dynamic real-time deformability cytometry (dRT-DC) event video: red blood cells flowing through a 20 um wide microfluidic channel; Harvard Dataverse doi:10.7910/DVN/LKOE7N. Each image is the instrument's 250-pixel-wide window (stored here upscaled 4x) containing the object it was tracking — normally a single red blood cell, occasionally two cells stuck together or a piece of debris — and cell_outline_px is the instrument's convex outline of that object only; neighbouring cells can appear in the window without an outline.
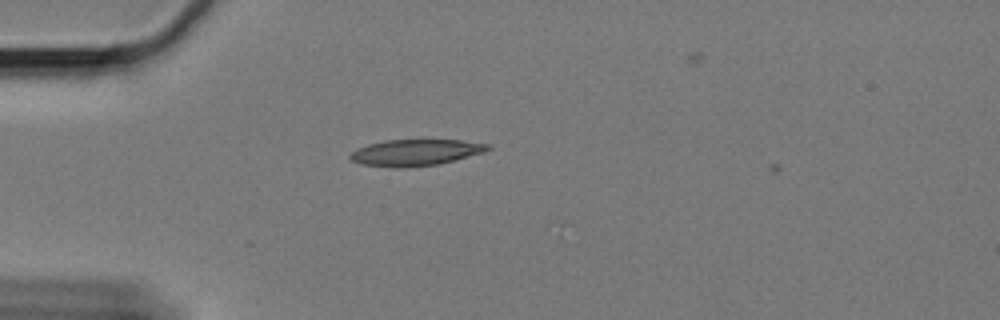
{"species": "Egyptian fruit bat (a non-hibernating species)", "species_latin": "Rousettus aegyptiacus", "temperature_condition": "cold", "stored_images_in_passage": 2, "camera_frame_rate_fps": 3000, "um_per_image_px": 0.085, "animal": {"sex": "female"}, "frame": {"image": 1, "passage_image": 1, "time_ms": 0.0, "image_size_px": [1000, 320], "cell_outline_px": [[492, 148], [484, 152], [436, 164], [364, 164], [352, 160], [348, 156], [356, 148], [368, 144], [384, 140], [460, 140], [488, 144]], "centroid_in_image_um": [35.36, 12.89], "position_along_channel_um": 49.6, "area_um2": 19.71}}